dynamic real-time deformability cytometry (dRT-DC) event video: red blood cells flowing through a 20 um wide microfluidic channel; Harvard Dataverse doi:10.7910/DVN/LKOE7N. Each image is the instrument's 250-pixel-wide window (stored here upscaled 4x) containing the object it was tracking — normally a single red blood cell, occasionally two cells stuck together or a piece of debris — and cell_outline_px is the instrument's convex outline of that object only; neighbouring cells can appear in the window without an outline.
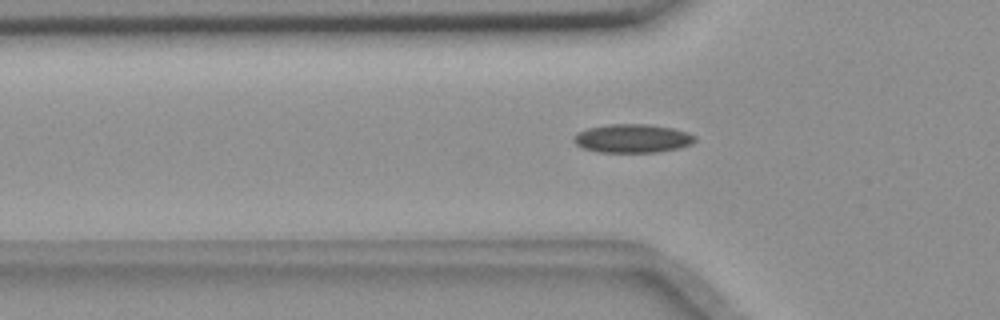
{"species": "common noctule bat (a hibernating species)", "species_latin": "Nyctalus noctula", "temperature_condition": "room temperature", "stored_images_in_passage": 32, "camera_frame_rate_fps": 3000, "um_per_image_px": 0.085, "animal": {"sex": "female", "body_mass_g": 18.4}, "frame": {"image": 1, "passage_image": 2, "time_ms": 0.333, "image_size_px": [1000, 320], "cell_outline_px": [[696, 140], [692, 144], [676, 148], [656, 152], [596, 152], [584, 148], [576, 144], [572, 140], [580, 132], [588, 128], [608, 124], [648, 124], [672, 128], [688, 132], [696, 136]], "centroid_in_image_um": [53.78, 11.76], "position_along_channel_um": 72.0, "area_um2": 20.06}}
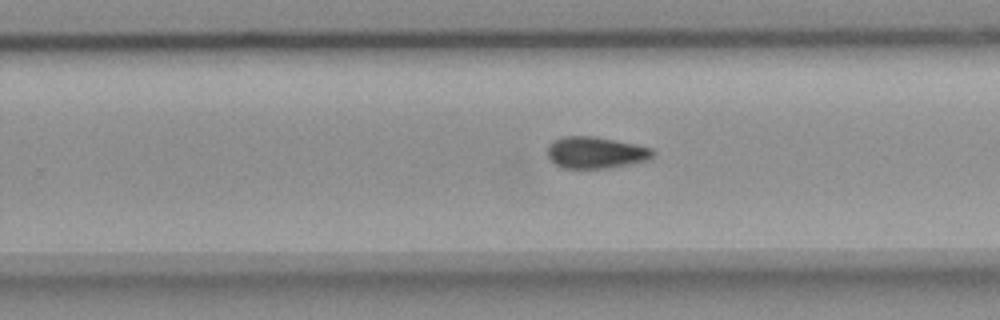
{"frame": {"image": 2, "passage_image": 19, "time_ms": 6.0, "image_size_px": [1000, 320], "cell_outline_px": [[656, 152], [648, 160], [608, 168], [560, 168], [548, 156], [548, 144], [552, 140], [564, 136], [592, 136], [616, 140], [636, 144], [652, 148]], "centroid_in_image_um": [50.63, 12.96], "position_along_channel_um": 279.2, "area_um2": 19.48}}
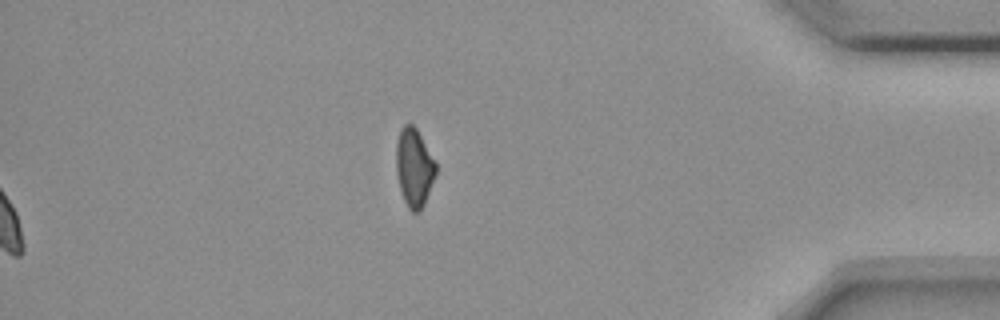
{"frame": {"image": 3, "passage_image": 32, "time_ms": 10.333, "image_size_px": [1000, 320], "cell_outline_px": [[436, 172], [424, 204], [416, 212], [412, 212], [408, 208], [404, 200], [400, 188], [396, 172], [396, 140], [400, 128], [404, 124], [412, 124], [416, 128], [436, 164]], "centroid_in_image_um": [35.17, 14.21], "position_along_channel_um": 400.0, "area_um2": 17.8}, "authors_computed_cell_mechanics": {"area_um2": 19.3341, "velocity_mm_per_s": 3.6592, "shape_relaxation_time_tau1_ms": 10.9132, "shape_relaxation_time_tau2_ms": null, "deformation_change_tau1": 0.1635, "deformation_change_tau2": null}}